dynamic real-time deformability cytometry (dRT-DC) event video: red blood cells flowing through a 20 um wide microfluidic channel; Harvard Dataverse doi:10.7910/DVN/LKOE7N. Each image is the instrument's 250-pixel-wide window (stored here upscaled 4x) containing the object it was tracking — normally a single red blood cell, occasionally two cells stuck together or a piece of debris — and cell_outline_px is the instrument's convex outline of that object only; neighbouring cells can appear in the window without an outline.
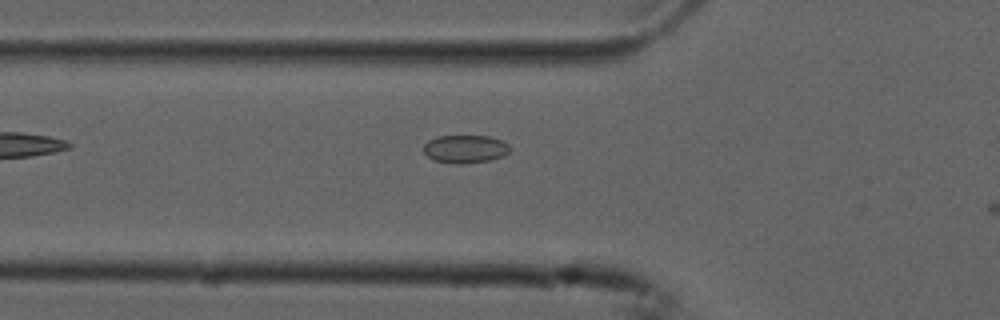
{"species": "common noctule bat (a hibernating species)", "species_latin": "Nyctalus noctula", "temperature_condition": "cold", "stored_images_in_passage": 11, "camera_frame_rate_fps": 3000, "um_per_image_px": 0.085, "animal": {"sex": "male", "forearm_length_mm": 52.5}, "frame": {"image": 1, "passage_image": 10, "time_ms": 3.0, "image_size_px": [1000, 320], "cell_outline_px": [[512, 148], [504, 156], [488, 160], [464, 164], [452, 164], [432, 160], [424, 152], [424, 144], [428, 140], [436, 136], [488, 136], [500, 140], [508, 144]], "centroid_in_image_um": [39.52, 12.67], "position_along_channel_um": 86.3, "area_um2": 14.22}}